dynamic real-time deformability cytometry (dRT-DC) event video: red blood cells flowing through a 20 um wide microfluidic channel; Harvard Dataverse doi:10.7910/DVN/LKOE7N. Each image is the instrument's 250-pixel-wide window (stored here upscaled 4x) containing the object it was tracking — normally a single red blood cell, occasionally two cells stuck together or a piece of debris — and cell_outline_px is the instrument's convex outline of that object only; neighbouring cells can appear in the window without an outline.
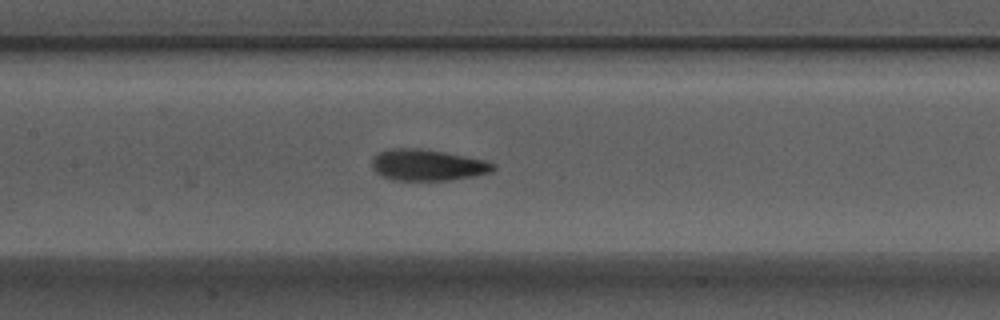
{"species": "Egyptian fruit bat (a non-hibernating species)", "species_latin": "Rousettus aegyptiacus", "temperature_condition": "warm", "stored_images_in_passage": 6, "camera_frame_rate_fps": 3000, "um_per_image_px": 0.085, "animal": {"sex": "male"}, "frame": {"image": 1, "passage_image": 6, "time_ms": 1.667, "image_size_px": [1000, 320], "cell_outline_px": [[496, 168], [492, 172], [452, 180], [392, 180], [380, 176], [372, 168], [372, 156], [380, 152], [392, 148], [420, 148], [444, 152], [484, 160], [496, 164]], "centroid_in_image_um": [36.31, 14.03], "position_along_channel_um": 171.1, "area_um2": 22.2}}